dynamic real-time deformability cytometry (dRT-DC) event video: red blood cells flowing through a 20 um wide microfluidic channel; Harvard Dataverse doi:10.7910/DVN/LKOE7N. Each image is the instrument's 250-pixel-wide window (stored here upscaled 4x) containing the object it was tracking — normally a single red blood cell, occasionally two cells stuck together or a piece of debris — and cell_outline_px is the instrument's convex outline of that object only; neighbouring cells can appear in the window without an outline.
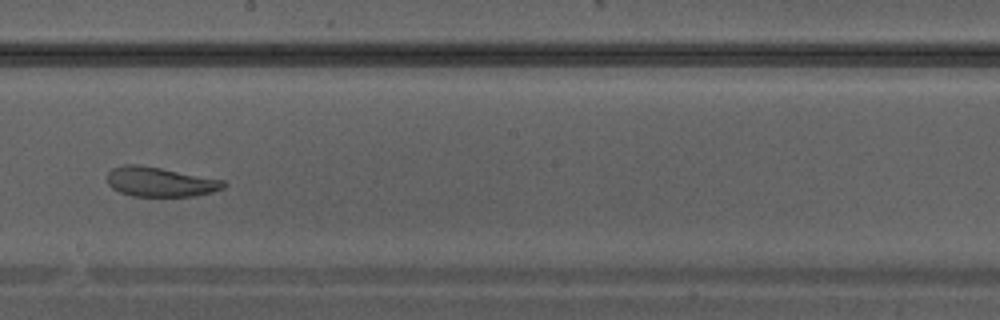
{"species": "Egyptian fruit bat (a non-hibernating species)", "species_latin": "Rousettus aegyptiacus", "temperature_condition": "warm", "stored_images_in_passage": 27, "camera_frame_rate_fps": 3000, "um_per_image_px": 0.085, "animal": {"sex": "male"}, "frame": {"image": 1, "passage_image": 12, "time_ms": 3.667, "image_size_px": [1000, 320], "cell_outline_px": [[228, 184], [224, 188], [212, 192], [192, 196], [132, 196], [120, 192], [112, 188], [108, 184], [108, 172], [112, 168], [124, 164], [136, 164], [160, 168], [224, 180]], "centroid_in_image_um": [13.61, 15.46], "position_along_channel_um": 234.6, "area_um2": 20.0}}
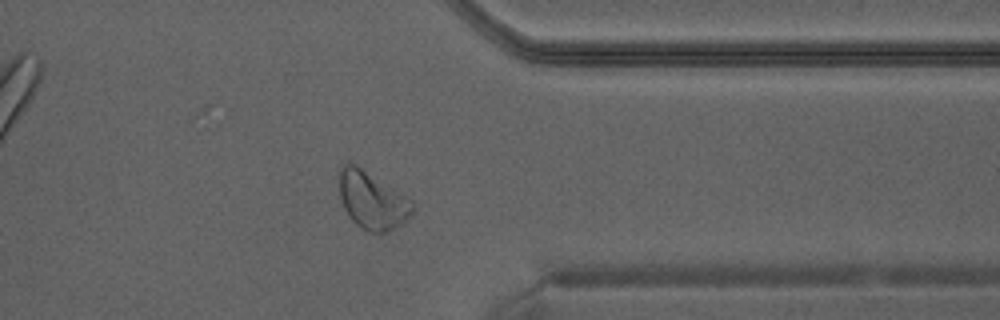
{"frame": {"image": 2, "passage_image": 20, "time_ms": 6.333, "image_size_px": [1000, 320], "cell_outline_px": [[416, 208], [400, 224], [384, 232], [372, 232], [356, 224], [348, 216], [340, 200], [340, 168], [344, 164], [356, 164], [408, 196], [412, 200]], "centroid_in_image_um": [31.64, 17.0], "position_along_channel_um": 379.8, "area_um2": 24.28}}